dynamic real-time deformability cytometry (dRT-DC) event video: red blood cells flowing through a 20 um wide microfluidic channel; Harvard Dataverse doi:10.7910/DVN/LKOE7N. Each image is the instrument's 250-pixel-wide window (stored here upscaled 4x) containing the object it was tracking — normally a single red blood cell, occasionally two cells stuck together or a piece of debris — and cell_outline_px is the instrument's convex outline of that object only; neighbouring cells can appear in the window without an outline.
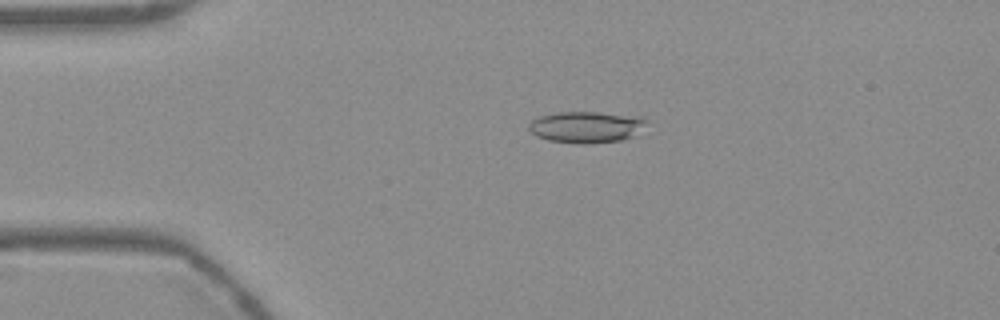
{"species": "Egyptian fruit bat (a non-hibernating species)", "species_latin": "Rousettus aegyptiacus", "temperature_condition": "warm", "stored_images_in_passage": 51, "camera_frame_rate_fps": 3000, "um_per_image_px": 0.085, "frame": {"image": 1, "passage_image": 9, "time_ms": 2.667, "image_size_px": [1000, 320], "cell_outline_px": [[648, 120], [632, 136], [620, 140], [584, 144], [576, 144], [548, 140], [536, 136], [528, 128], [528, 124], [532, 120], [540, 116], [556, 112], [596, 112], [644, 116]], "centroid_in_image_um": [49.8, 10.79], "position_along_channel_um": 35.2, "area_um2": 21.5}}
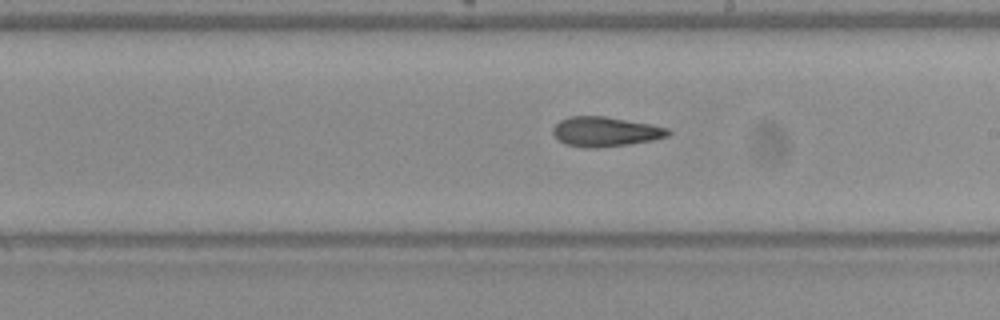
{"frame": {"image": 2, "passage_image": 28, "time_ms": 9.0, "image_size_px": [1000, 320], "cell_outline_px": [[672, 132], [668, 136], [652, 140], [628, 144], [600, 148], [584, 148], [564, 144], [552, 132], [552, 128], [560, 120], [568, 116], [604, 116], [652, 124], [668, 128]], "centroid_in_image_um": [51.45, 11.19], "position_along_channel_um": 237.5, "area_um2": 20.06}}
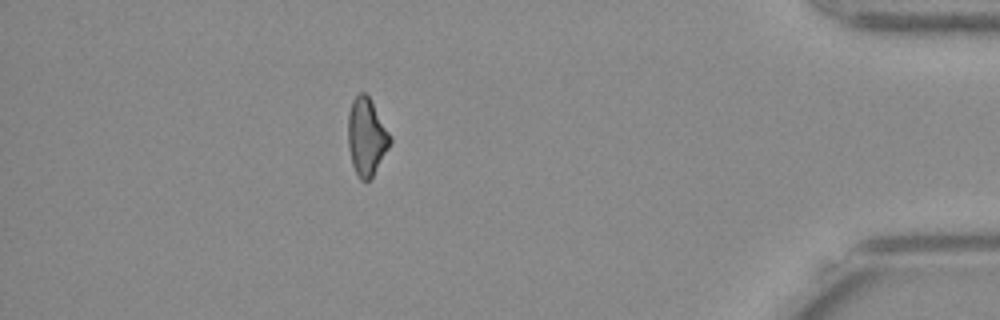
{"frame": {"image": 3, "passage_image": 45, "time_ms": 14.667, "image_size_px": [1000, 320], "cell_outline_px": [[392, 140], [388, 148], [372, 176], [368, 180], [360, 180], [352, 164], [348, 148], [348, 112], [352, 100], [360, 92], [364, 92], [368, 96], [392, 136]], "centroid_in_image_um": [31.14, 11.61], "position_along_channel_um": 404.1, "area_um2": 18.79}, "authors_computed_cell_mechanics": {"area_um2": 19.8254, "velocity_mm_per_s": 3.7749, "shape_relaxation_time_tau1_ms": null, "shape_relaxation_time_tau2_ms": 5.1173, "deformation_change_tau1": null, "deformation_change_tau2": 0.1452}}